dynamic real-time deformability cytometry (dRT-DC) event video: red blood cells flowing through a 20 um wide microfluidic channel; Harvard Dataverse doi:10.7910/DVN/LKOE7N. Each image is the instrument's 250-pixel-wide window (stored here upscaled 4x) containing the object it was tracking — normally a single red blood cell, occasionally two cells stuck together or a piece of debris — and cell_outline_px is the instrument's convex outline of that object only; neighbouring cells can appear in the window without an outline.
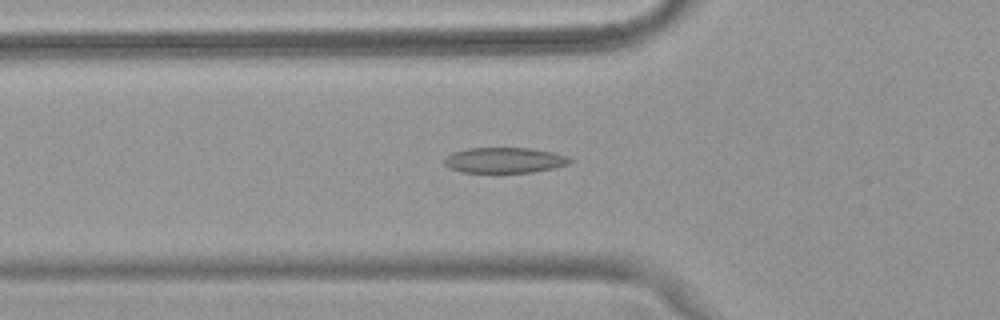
{"species": "common noctule bat (a hibernating species)", "species_latin": "Nyctalus noctula", "temperature_condition": "warm", "stored_images_in_passage": 33, "camera_frame_rate_fps": 3000, "um_per_image_px": 0.085, "animal": {"sex": "female", "body_mass_g": 18.4}, "frame": {"image": 1, "passage_image": 4, "time_ms": 1.0, "image_size_px": [1000, 320], "cell_outline_px": [[572, 160], [568, 164], [556, 168], [532, 172], [464, 172], [452, 168], [444, 164], [444, 160], [452, 152], [468, 148], [528, 148], [552, 152], [568, 156]], "centroid_in_image_um": [42.92, 13.61], "position_along_channel_um": 82.9, "area_um2": 18.5}}
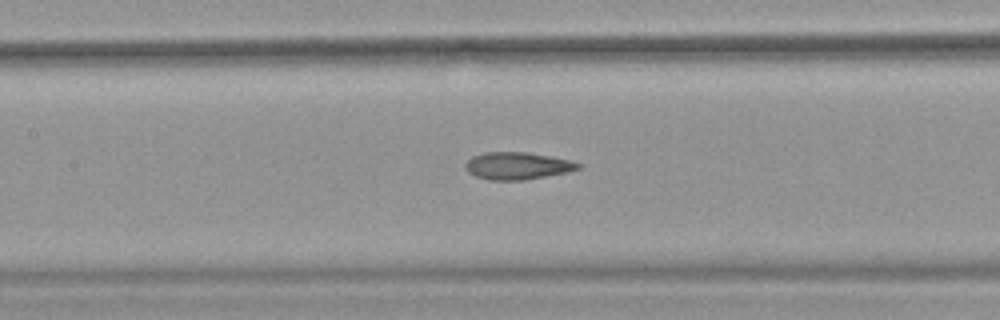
{"frame": {"image": 2, "passage_image": 10, "time_ms": 3.0, "image_size_px": [1000, 320], "cell_outline_px": [[580, 168], [568, 172], [524, 180], [488, 180], [476, 176], [468, 172], [464, 168], [464, 164], [472, 156], [484, 152], [528, 152], [572, 160], [580, 164]], "centroid_in_image_um": [43.96, 14.09], "position_along_channel_um": 163.4, "area_um2": 18.03}}
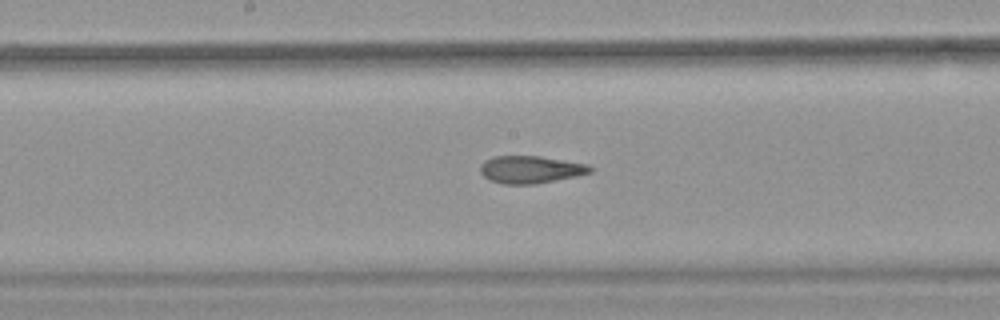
{"frame": {"image": 3, "passage_image": 13, "time_ms": 4.0, "image_size_px": [1000, 320], "cell_outline_px": [[592, 172], [576, 176], [536, 184], [504, 184], [488, 180], [480, 172], [480, 164], [484, 160], [492, 156], [540, 156], [588, 164], [592, 168]], "centroid_in_image_um": [45.06, 14.41], "position_along_channel_um": 203.1, "area_um2": 17.69}, "authors_computed_cell_mechanics": {"area_um2": 18.3226, "velocity_mm_per_s": 4.0041, "shape_relaxation_time_tau1_ms": null, "shape_relaxation_time_tau2_ms": 3.3035, "deformation_change_tau1": null, "deformation_change_tau2": 0.1268}}